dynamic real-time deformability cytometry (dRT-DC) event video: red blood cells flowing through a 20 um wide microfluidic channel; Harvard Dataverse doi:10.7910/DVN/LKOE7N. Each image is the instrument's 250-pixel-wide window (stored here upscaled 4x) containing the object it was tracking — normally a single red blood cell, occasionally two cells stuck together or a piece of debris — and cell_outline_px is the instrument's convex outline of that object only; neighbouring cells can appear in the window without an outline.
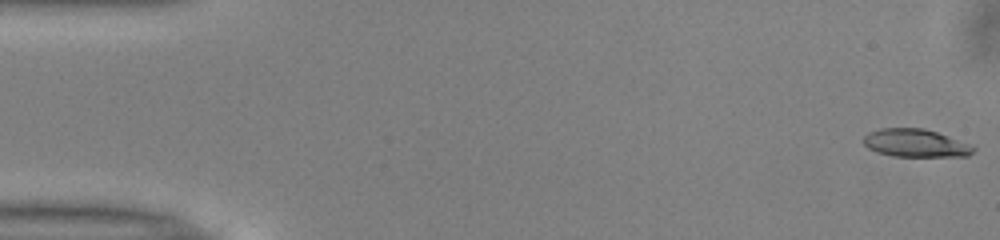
{"species": "common noctule bat (a hibernating species)", "species_latin": "Nyctalus noctula", "temperature_condition": "warm", "stored_images_in_passage": 51, "camera_frame_rate_fps": 3000, "um_per_image_px": 0.085, "animal": {"sex": "male", "body_mass_g": 13.0, "forearm_length_mm": 53.1}, "frame": {"image": 1, "passage_image": 1, "time_ms": 0.0, "image_size_px": [1000, 240], "cell_outline_px": [[976, 148], [968, 156], [892, 156], [876, 152], [868, 148], [864, 144], [864, 136], [868, 132], [880, 128], [924, 128], [948, 136], [968, 144]], "centroid_in_image_um": [77.77, 12.16], "position_along_channel_um": 7.2, "area_um2": 17.74}}
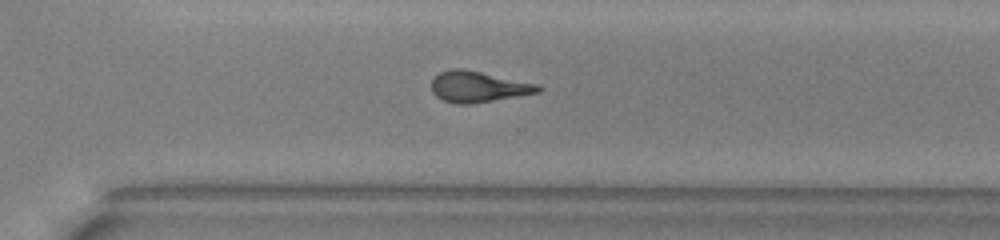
{"frame": {"image": 2, "passage_image": 36, "time_ms": 11.667, "image_size_px": [1000, 240], "cell_outline_px": [[544, 88], [540, 92], [472, 104], [452, 104], [440, 100], [432, 92], [432, 80], [440, 72], [452, 68], [464, 68], [540, 84]], "centroid_in_image_um": [40.66, 7.37], "position_along_channel_um": 329.9, "area_um2": 19.59}}
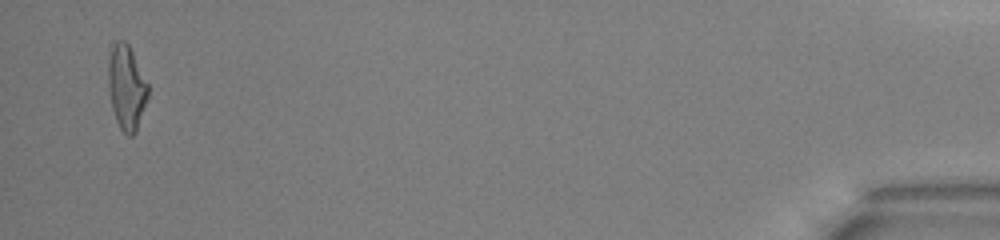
{"frame": {"image": 3, "passage_image": 50, "time_ms": 16.333, "image_size_px": [1000, 240], "cell_outline_px": [[148, 100], [136, 132], [132, 136], [128, 136], [120, 128], [116, 120], [112, 108], [108, 88], [108, 60], [112, 48], [116, 40], [124, 40], [128, 44], [148, 84]], "centroid_in_image_um": [10.75, 7.46], "position_along_channel_um": 424.4, "area_um2": 19.59}, "authors_computed_cell_mechanics": {"area_um2": 19.1896, "velocity_mm_per_s": 4.0008, "shape_relaxation_time_tau1_ms": 5.9165, "shape_relaxation_time_tau2_ms": 3.7081, "deformation_change_tau1": 0.2156, "deformation_change_tau2": 0.1486}}